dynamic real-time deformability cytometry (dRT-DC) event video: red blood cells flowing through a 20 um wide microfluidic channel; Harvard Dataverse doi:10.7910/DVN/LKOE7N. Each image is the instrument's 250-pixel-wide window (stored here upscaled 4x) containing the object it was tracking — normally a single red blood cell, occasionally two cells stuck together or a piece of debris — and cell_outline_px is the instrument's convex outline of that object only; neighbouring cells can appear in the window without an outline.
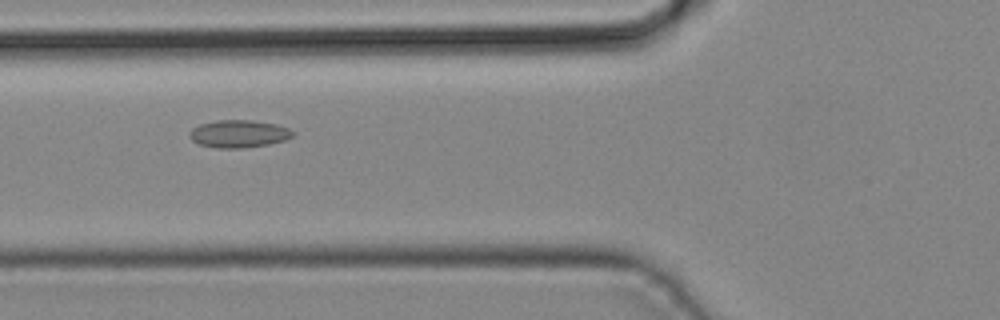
{"species": "common noctule bat (a hibernating species)", "species_latin": "Nyctalus noctula", "temperature_condition": "cold", "stored_images_in_passage": 26, "camera_frame_rate_fps": 3000, "um_per_image_px": 0.085, "animal": {"sex": "male", "body_mass_g": 19.2, "forearm_length_mm": 51.8}, "frame": {"image": 1, "passage_image": 3, "time_ms": 0.667, "image_size_px": [1000, 320], "cell_outline_px": [[296, 132], [292, 136], [284, 140], [268, 144], [240, 148], [216, 148], [200, 144], [192, 140], [188, 136], [188, 132], [192, 128], [200, 124], [216, 120], [252, 120], [276, 124], [288, 128]], "centroid_in_image_um": [20.27, 11.36], "position_along_channel_um": 105.5, "area_um2": 16.59}}
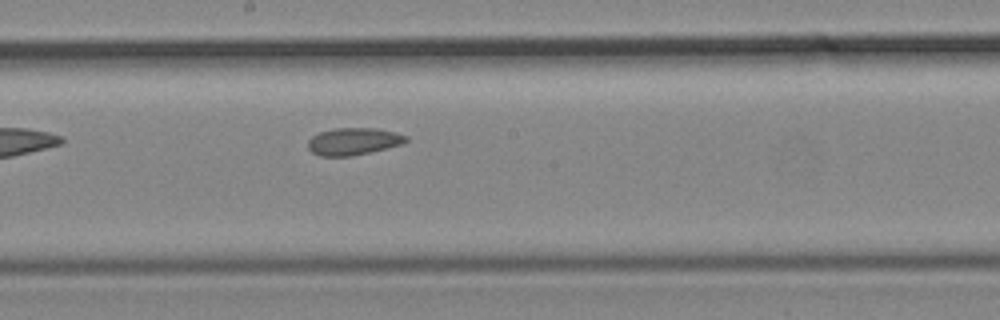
{"frame": {"image": 2, "passage_image": 10, "time_ms": 3.0, "image_size_px": [1000, 320], "cell_outline_px": [[408, 140], [400, 144], [352, 156], [320, 156], [312, 152], [308, 148], [308, 140], [312, 136], [320, 132], [336, 128], [376, 128], [408, 136]], "centroid_in_image_um": [29.99, 12.01], "position_along_channel_um": 218.2, "area_um2": 15.26}}
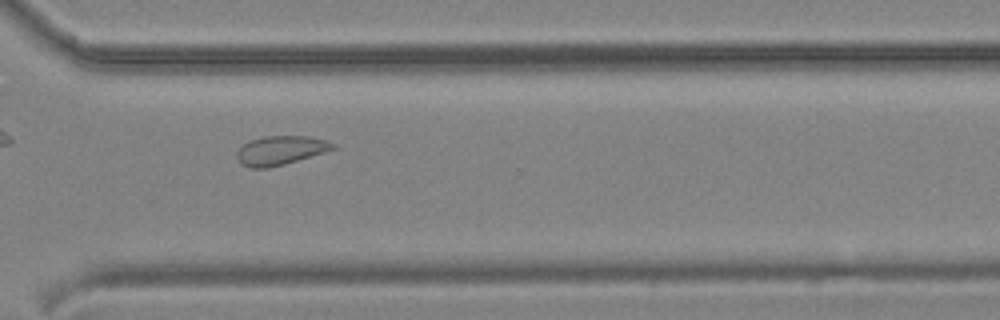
{"frame": {"image": 3, "passage_image": 18, "time_ms": 5.667, "image_size_px": [1000, 320], "cell_outline_px": [[336, 148], [324, 152], [284, 164], [268, 168], [252, 168], [240, 164], [236, 156], [236, 152], [248, 140], [264, 136], [308, 136], [328, 140], [336, 144]], "centroid_in_image_um": [23.83, 12.77], "position_along_channel_um": 346.8, "area_um2": 16.3}}